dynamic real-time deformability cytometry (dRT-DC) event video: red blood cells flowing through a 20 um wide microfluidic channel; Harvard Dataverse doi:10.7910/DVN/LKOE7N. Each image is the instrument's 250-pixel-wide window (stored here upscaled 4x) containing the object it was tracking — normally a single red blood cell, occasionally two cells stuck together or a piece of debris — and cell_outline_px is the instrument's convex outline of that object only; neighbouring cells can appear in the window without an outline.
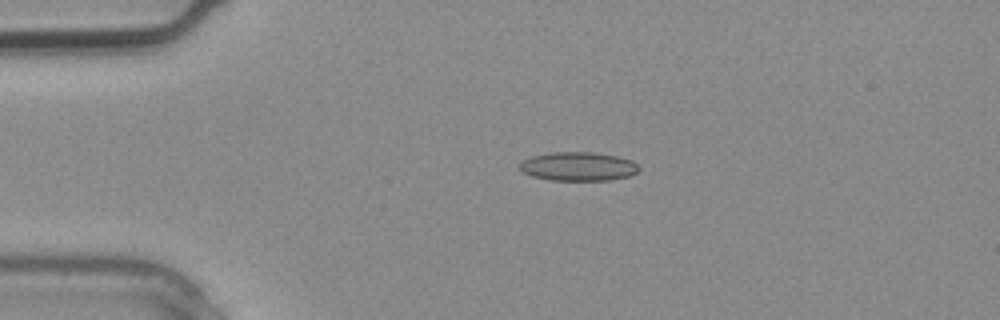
{"species": "common noctule bat (a hibernating species)", "species_latin": "Nyctalus noctula", "temperature_condition": "warm", "stored_images_in_passage": 3, "camera_frame_rate_fps": 3000, "um_per_image_px": 0.085, "animal": {"sex": "male", "body_mass_g": 20.4}, "frame": {"image": 1, "passage_image": 2, "time_ms": 0.333, "image_size_px": [1000, 320], "cell_outline_px": [[640, 168], [632, 176], [612, 180], [548, 180], [532, 176], [524, 172], [520, 168], [520, 164], [524, 160], [532, 156], [552, 152], [592, 152], [616, 156], [632, 160]], "centroid_in_image_um": [49.18, 14.15], "position_along_channel_um": 35.8, "area_um2": 20.0}}
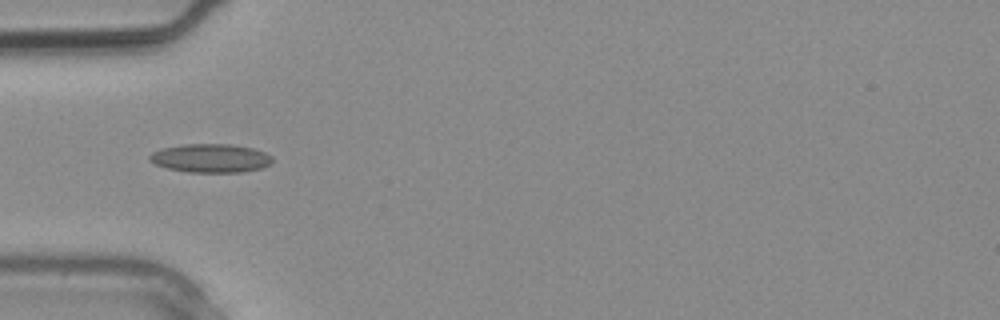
{"frame": {"image": 2, "passage_image": 3, "time_ms": 0.667, "image_size_px": [1000, 320], "cell_outline_px": [[272, 164], [264, 168], [240, 172], [188, 172], [168, 168], [156, 164], [148, 160], [148, 156], [152, 152], [160, 148], [184, 144], [232, 144], [252, 148], [264, 152], [272, 156]], "centroid_in_image_um": [17.91, 13.44], "position_along_channel_um": 67.1, "area_um2": 20.63}}